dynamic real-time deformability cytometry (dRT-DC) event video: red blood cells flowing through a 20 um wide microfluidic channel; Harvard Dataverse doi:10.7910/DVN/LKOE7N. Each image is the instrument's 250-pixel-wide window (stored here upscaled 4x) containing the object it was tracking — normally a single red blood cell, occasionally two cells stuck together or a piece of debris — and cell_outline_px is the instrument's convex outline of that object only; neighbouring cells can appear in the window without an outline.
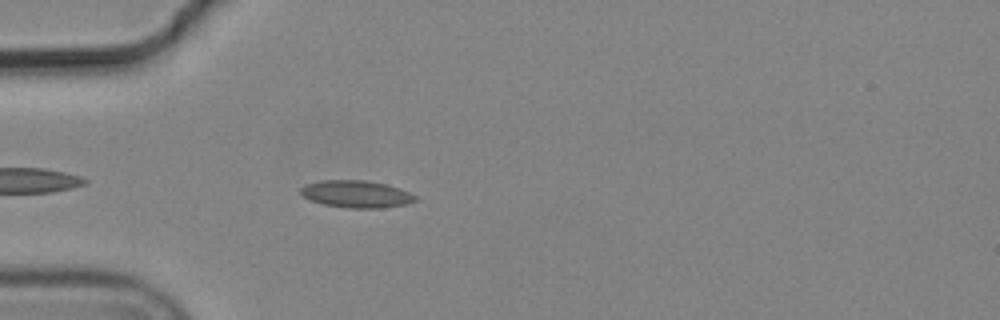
{"species": "common noctule bat (a hibernating species)", "species_latin": "Nyctalus noctula", "temperature_condition": "cold", "stored_images_in_passage": 5, "camera_frame_rate_fps": 3000, "um_per_image_px": 0.085, "animal": {"sex": "male", "body_mass_g": 19.2, "forearm_length_mm": 51.8}, "frame": {"image": 1, "passage_image": 5, "time_ms": 1.333, "image_size_px": [1000, 320], "cell_outline_px": [[416, 200], [404, 204], [380, 208], [348, 208], [324, 204], [312, 200], [304, 196], [300, 192], [300, 188], [304, 184], [320, 180], [364, 180], [388, 184], [408, 192], [416, 196]], "centroid_in_image_um": [30.25, 16.48], "position_along_channel_um": 54.7, "area_um2": 18.03}}